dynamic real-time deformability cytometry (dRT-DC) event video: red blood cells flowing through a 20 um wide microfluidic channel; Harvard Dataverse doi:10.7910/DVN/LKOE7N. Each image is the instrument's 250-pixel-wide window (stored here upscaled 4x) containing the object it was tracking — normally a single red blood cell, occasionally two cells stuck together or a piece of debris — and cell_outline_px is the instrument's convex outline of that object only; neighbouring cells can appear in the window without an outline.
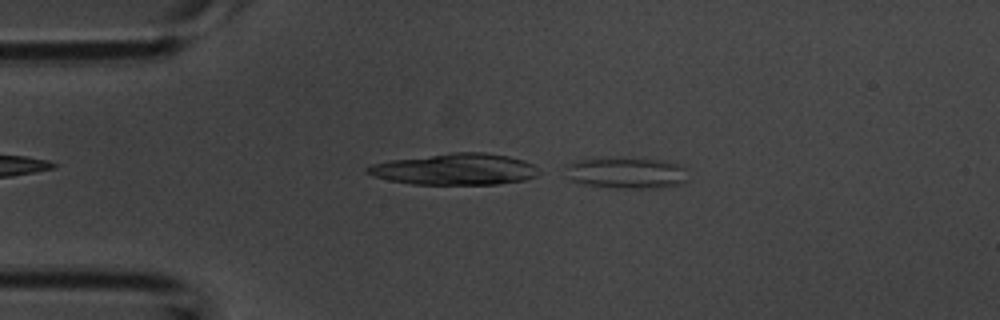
{"species": "common noctule bat (a hibernating species)", "species_latin": "Nyctalus noctula", "temperature_condition": "room temperature", "stored_images_in_passage": 10, "camera_frame_rate_fps": 3000, "um_per_image_px": 0.085, "animal": {"sex": "male", "body_mass_g": 20.1, "forearm_length_mm": 53.5}, "frame": {"image": 1, "passage_image": 10, "time_ms": 3.0, "image_size_px": [1000, 320], "cell_outline_px": [[688, 180], [684, 184], [660, 188], [616, 188], [576, 184], [560, 176], [564, 164], [576, 160], [600, 156], [620, 156], [664, 160], [680, 164], [684, 168]], "centroid_in_image_um": [53.08, 14.67], "position_along_channel_um": 31.9, "area_um2": 24.16}}